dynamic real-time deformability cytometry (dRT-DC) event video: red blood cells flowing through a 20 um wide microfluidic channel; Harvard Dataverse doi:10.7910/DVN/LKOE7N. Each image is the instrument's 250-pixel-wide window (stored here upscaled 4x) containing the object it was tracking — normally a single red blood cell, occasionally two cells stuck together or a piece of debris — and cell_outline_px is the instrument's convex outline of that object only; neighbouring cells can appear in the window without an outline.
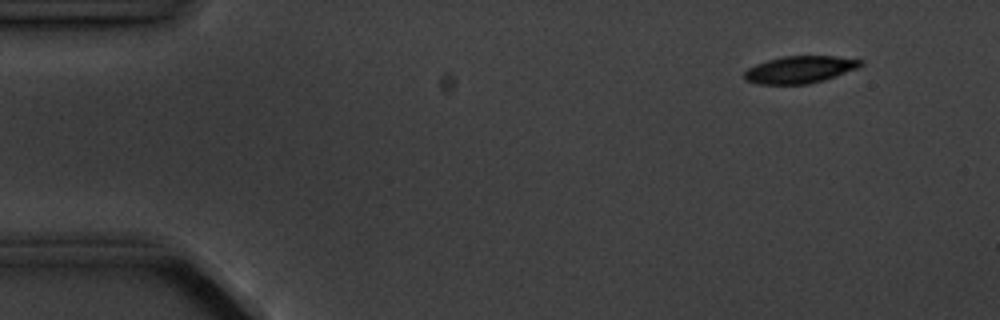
{"species": "common noctule bat (a hibernating species)", "species_latin": "Nyctalus noctula", "temperature_condition": "cold", "stored_images_in_passage": 4, "camera_frame_rate_fps": 3000, "um_per_image_px": 0.085, "animal": {"sex": "male", "body_mass_g": 20.1, "forearm_length_mm": 53.5}, "frame": {"image": 1, "passage_image": 2, "time_ms": 1.333, "image_size_px": [1000, 320], "cell_outline_px": [[864, 64], [856, 68], [836, 76], [824, 80], [808, 84], [756, 84], [744, 80], [744, 72], [748, 68], [756, 64], [768, 60], [784, 56], [836, 56], [864, 60]], "centroid_in_image_um": [67.98, 5.91], "position_along_channel_um": 17.0, "area_um2": 18.44}}